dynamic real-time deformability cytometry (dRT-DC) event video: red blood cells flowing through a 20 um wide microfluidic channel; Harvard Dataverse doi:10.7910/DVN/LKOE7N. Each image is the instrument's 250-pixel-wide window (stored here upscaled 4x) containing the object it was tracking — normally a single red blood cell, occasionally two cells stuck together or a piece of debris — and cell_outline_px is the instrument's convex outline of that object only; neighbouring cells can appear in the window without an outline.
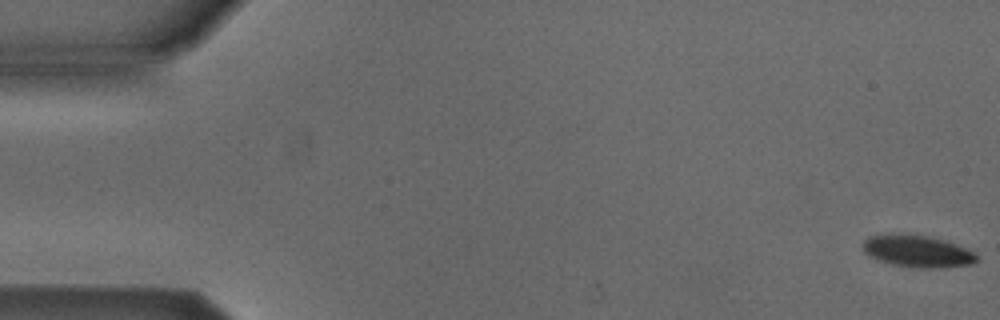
{"species": "Egyptian fruit bat (a non-hibernating species)", "species_latin": "Rousettus aegyptiacus", "temperature_condition": "cold", "stored_images_in_passage": 16, "camera_frame_rate_fps": 3000, "um_per_image_px": 0.085, "animal": {"sex": "male"}, "frame": {"image": 1, "passage_image": 1, "time_ms": 0.0, "image_size_px": [1000, 320], "cell_outline_px": [[980, 260], [972, 264], [940, 268], [920, 268], [892, 264], [876, 260], [868, 256], [864, 252], [864, 240], [868, 236], [928, 236], [944, 240], [964, 248], [972, 252]], "centroid_in_image_um": [78.0, 21.4], "position_along_channel_um": 7.0, "area_um2": 20.52}}